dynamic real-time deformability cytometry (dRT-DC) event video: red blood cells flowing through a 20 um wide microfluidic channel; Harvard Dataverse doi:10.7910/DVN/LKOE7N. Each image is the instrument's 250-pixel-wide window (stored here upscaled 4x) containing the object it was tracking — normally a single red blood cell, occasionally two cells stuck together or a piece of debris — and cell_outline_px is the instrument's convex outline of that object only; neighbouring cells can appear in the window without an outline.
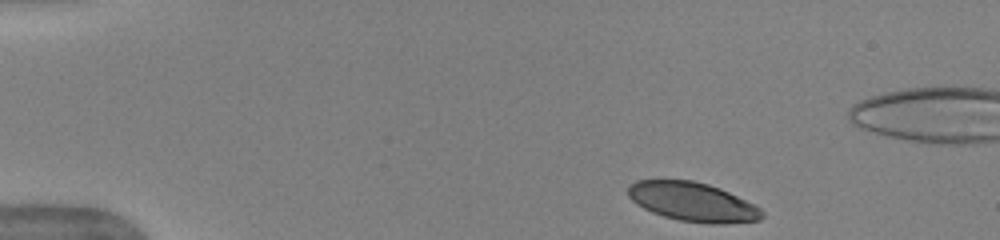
{"species": "human", "species_latin": "Homo sapiens", "temperature_condition": "warm", "stored_images_in_passage": 39, "camera_frame_rate_fps": 3000, "um_per_image_px": 0.085, "donor": {"sex": "female"}, "frame": {"image": 1, "passage_image": 1, "time_ms": 0.0, "image_size_px": [1000, 240], "cell_outline_px": [[764, 216], [760, 220], [724, 224], [708, 224], [680, 220], [664, 216], [652, 212], [636, 204], [628, 196], [628, 188], [636, 180], [692, 180], [708, 184], [720, 188], [756, 204], [764, 212]], "centroid_in_image_um": [58.92, 17.16], "position_along_channel_um": 26.1, "area_um2": 30.58}}
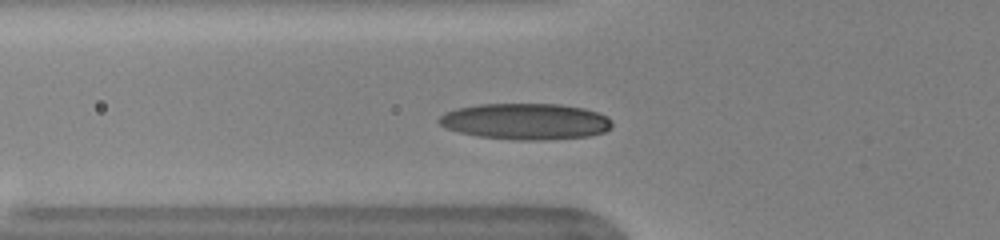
{"frame": {"image": 2, "passage_image": 12, "time_ms": 3.667, "image_size_px": [1000, 240], "cell_outline_px": [[612, 128], [604, 132], [588, 136], [544, 140], [520, 140], [476, 136], [444, 128], [436, 120], [444, 112], [456, 108], [480, 104], [560, 104], [584, 108], [608, 116], [612, 120]], "centroid_in_image_um": [44.67, 10.32], "position_along_channel_um": 81.1, "area_um2": 36.76}}
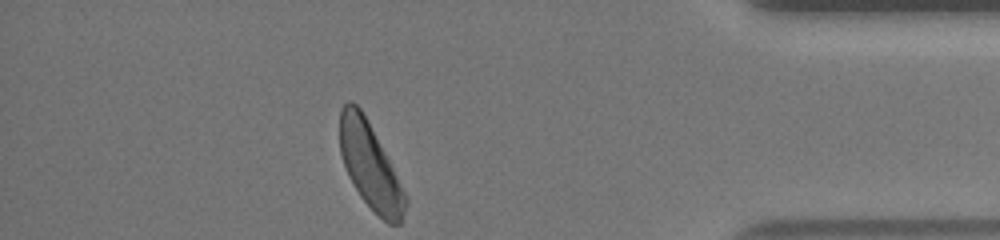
{"frame": {"image": 3, "passage_image": 39, "time_ms": 12.667, "image_size_px": [1000, 240], "cell_outline_px": [[408, 204], [400, 224], [388, 224], [360, 196], [348, 176], [340, 152], [340, 108], [348, 100], [352, 100], [360, 108], [384, 152], [408, 200]], "centroid_in_image_um": [31.44, 14.11], "position_along_channel_um": 403.8, "area_um2": 31.91}, "authors_computed_cell_mechanics": {"area_um2": 33.2928, "velocity_mm_per_s": 3.9308, "shape_relaxation_time_tau1_ms": 3.3422, "shape_relaxation_time_tau2_ms": 3.06, "deformation_change_tau1": 0.1494, "deformation_change_tau2": 0.0957}}